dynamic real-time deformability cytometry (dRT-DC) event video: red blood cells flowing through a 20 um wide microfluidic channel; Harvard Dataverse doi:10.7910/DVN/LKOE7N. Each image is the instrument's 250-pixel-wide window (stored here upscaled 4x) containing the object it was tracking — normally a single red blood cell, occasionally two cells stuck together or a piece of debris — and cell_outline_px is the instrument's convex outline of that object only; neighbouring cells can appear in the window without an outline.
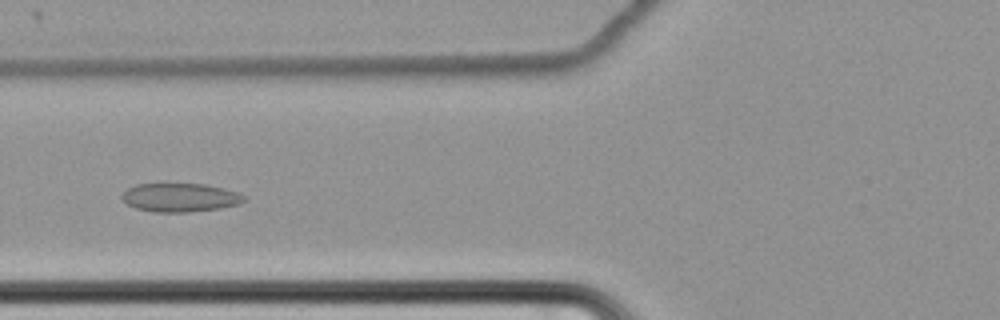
{"species": "common noctule bat (a hibernating species)", "species_latin": "Nyctalus noctula", "temperature_condition": "cold", "stored_images_in_passage": 49, "camera_frame_rate_fps": 3000, "um_per_image_px": 0.085, "animal": {"sex": "female", "body_mass_g": 22.7, "forearm_length_mm": 54.2}, "frame": {"image": 1, "passage_image": 13, "time_ms": 4.0, "image_size_px": [1000, 320], "cell_outline_px": [[248, 196], [240, 204], [220, 208], [188, 212], [152, 212], [136, 208], [128, 204], [120, 196], [128, 188], [136, 184], [160, 180], [164, 180], [204, 184], [236, 192]], "centroid_in_image_um": [15.25, 16.73], "position_along_channel_um": 110.5, "area_um2": 21.27}}
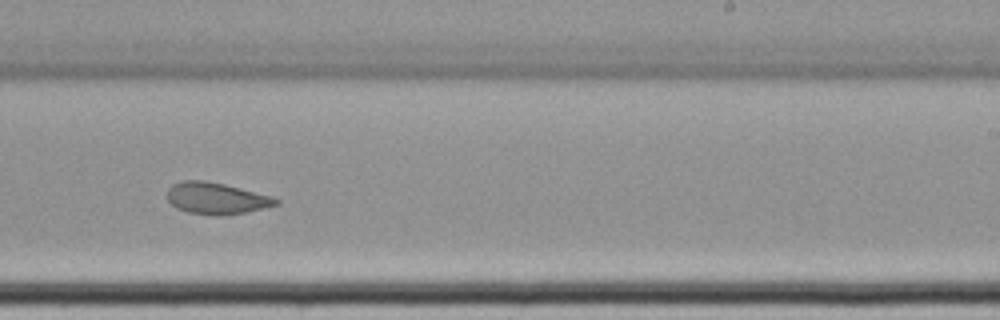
{"frame": {"image": 2, "passage_image": 27, "time_ms": 8.667, "image_size_px": [1000, 320], "cell_outline_px": [[280, 204], [244, 212], [188, 212], [176, 208], [168, 200], [168, 188], [172, 184], [184, 180], [204, 180], [224, 184], [272, 196], [280, 200]], "centroid_in_image_um": [18.38, 16.8], "position_along_channel_um": 270.6, "area_um2": 19.07}}
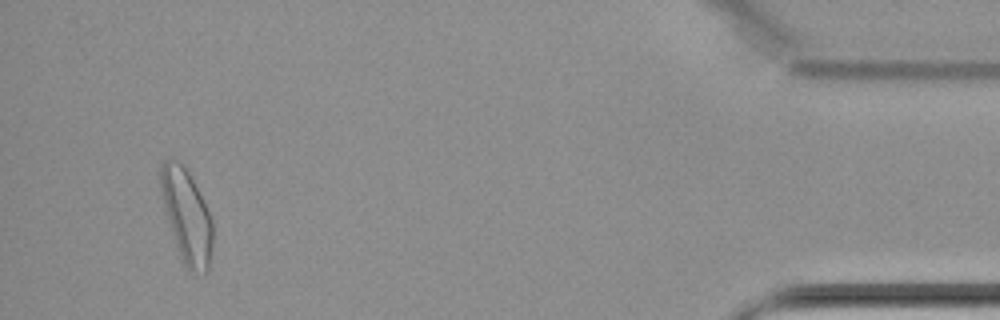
{"frame": {"image": 3, "passage_image": 46, "time_ms": 15.0, "image_size_px": [1000, 320], "cell_outline_px": [[212, 248], [208, 272], [192, 272], [184, 264], [180, 256], [164, 208], [160, 188], [160, 164], [164, 160], [180, 160], [184, 164], [212, 220]], "centroid_in_image_um": [15.85, 18.35], "position_along_channel_um": 419.3, "area_um2": 27.8}, "authors_computed_cell_mechanics": {"area_um2": 21.386, "velocity_mm_per_s": 3.4346, "shape_relaxation_time_tau1_ms": null, "shape_relaxation_time_tau2_ms": 3.5675, "deformation_change_tau1": null, "deformation_change_tau2": 0.0623}}